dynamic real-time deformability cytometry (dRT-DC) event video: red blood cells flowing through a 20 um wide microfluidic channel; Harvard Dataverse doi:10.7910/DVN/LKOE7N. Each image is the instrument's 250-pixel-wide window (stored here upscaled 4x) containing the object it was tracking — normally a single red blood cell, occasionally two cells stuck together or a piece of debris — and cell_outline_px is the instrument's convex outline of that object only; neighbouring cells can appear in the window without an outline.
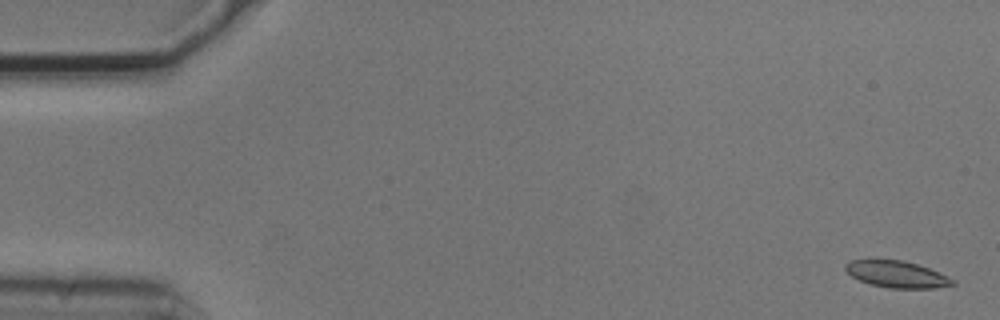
{"species": "common noctule bat (a hibernating species)", "species_latin": "Nyctalus noctula", "temperature_condition": "cold", "stored_images_in_passage": 6, "camera_frame_rate_fps": 3000, "um_per_image_px": 0.085, "animal": {"sex": "male", "body_mass_g": 20.5, "forearm_length_mm": 52.5}, "frame": {"image": 1, "passage_image": 1, "time_ms": 0.0, "image_size_px": [1000, 320], "cell_outline_px": [[956, 284], [932, 288], [888, 288], [872, 284], [860, 280], [852, 276], [844, 268], [844, 264], [848, 260], [872, 256], [904, 260], [940, 272], [956, 280]], "centroid_in_image_um": [76.16, 23.25], "position_along_channel_um": 8.8, "area_um2": 17.4}}
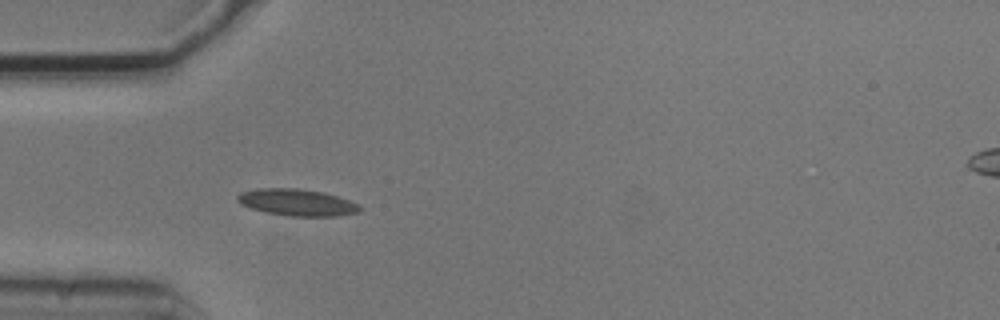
{"frame": {"image": 2, "passage_image": 5, "time_ms": 1.333, "image_size_px": [1000, 320], "cell_outline_px": [[364, 208], [360, 212], [336, 216], [292, 216], [264, 212], [240, 204], [236, 200], [236, 196], [240, 192], [260, 188], [296, 188], [324, 192], [348, 200]], "centroid_in_image_um": [25.23, 17.2], "position_along_channel_um": 59.8, "area_um2": 19.07}}
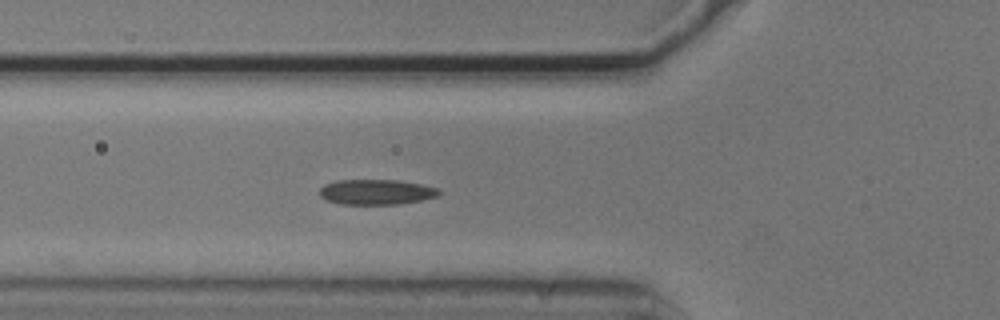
{"frame": {"image": 3, "passage_image": 6, "time_ms": 1.667, "image_size_px": [1000, 320], "cell_outline_px": [[440, 192], [436, 196], [420, 200], [396, 204], [340, 204], [328, 200], [320, 196], [320, 188], [324, 184], [336, 180], [396, 180], [424, 184], [440, 188]], "centroid_in_image_um": [31.98, 16.31], "position_along_channel_um": 93.8, "area_um2": 17.51}}